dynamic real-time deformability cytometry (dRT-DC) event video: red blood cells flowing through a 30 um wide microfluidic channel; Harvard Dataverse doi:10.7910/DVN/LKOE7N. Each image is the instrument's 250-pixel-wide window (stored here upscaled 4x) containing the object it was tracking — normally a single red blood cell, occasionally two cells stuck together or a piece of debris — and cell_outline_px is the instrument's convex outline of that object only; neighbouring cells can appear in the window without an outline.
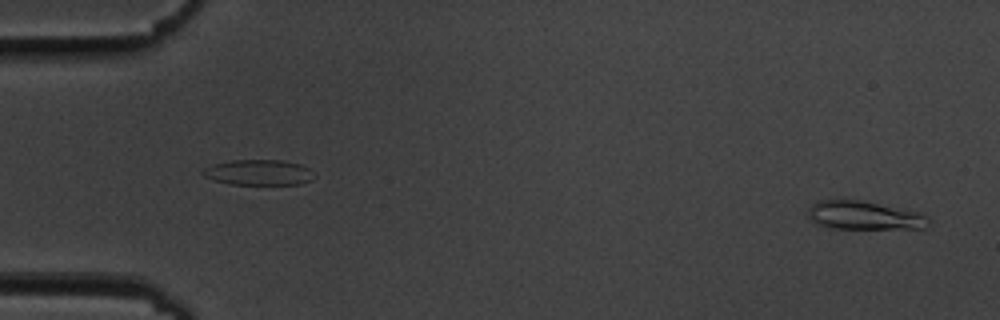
{"species": "common noctule bat (a hibernating species)", "species_latin": "Nyctalus noctula", "temperature_condition": "cold", "stored_images_in_passage": 56, "segment_of_instrument_passage": [1, 2], "camera_frame_rate_fps": 3000, "um_per_image_px": 0.085, "animal": {"sex": "male", "body_mass_g": 19.5, "forearm_length_mm": 54.6}, "frame": {"image": 1, "passage_image": 2, "time_ms": 0.333, "image_size_px": [1000, 320], "cell_outline_px": [[932, 220], [924, 228], [828, 228], [816, 224], [808, 216], [808, 212], [812, 204], [816, 200], [844, 196], [920, 212]], "centroid_in_image_um": [73.4, 18.26], "position_along_channel_um": 11.6, "area_um2": 20.75}}
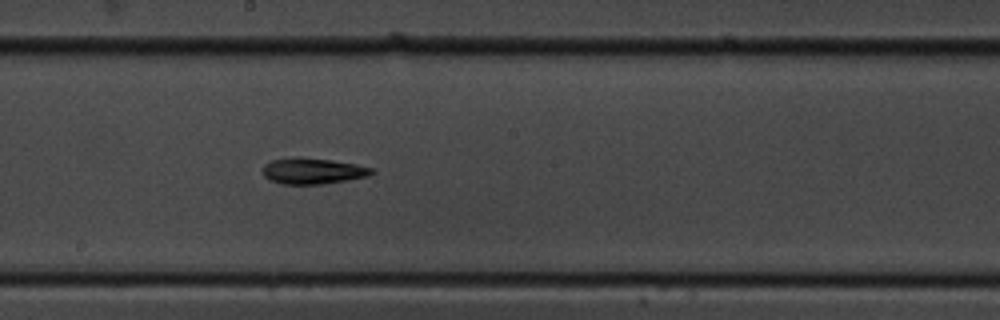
{"frame": {"image": 2, "passage_image": 30, "time_ms": 9.667, "image_size_px": [1000, 320], "cell_outline_px": [[376, 172], [368, 176], [348, 180], [324, 184], [284, 184], [268, 180], [264, 176], [260, 168], [264, 164], [272, 160], [296, 156], [332, 160], [356, 164], [376, 168]], "centroid_in_image_um": [26.58, 14.53], "position_along_channel_um": 221.6, "area_um2": 16.94}}
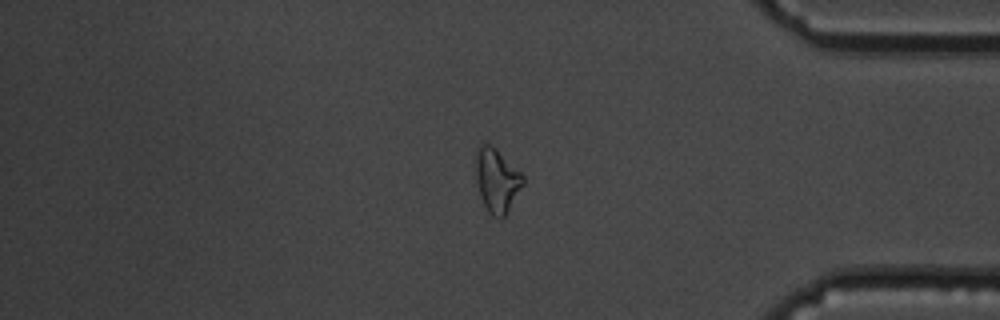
{"frame": {"image": 3, "passage_image": 46, "time_ms": 15.0, "image_size_px": [1000, 320], "cell_outline_px": [[524, 184], [504, 216], [500, 220], [492, 216], [488, 212], [480, 196], [476, 176], [476, 152], [480, 144], [492, 144], [524, 176]], "centroid_in_image_um": [42.23, 15.33], "position_along_channel_um": 393.0, "area_um2": 17.4}}